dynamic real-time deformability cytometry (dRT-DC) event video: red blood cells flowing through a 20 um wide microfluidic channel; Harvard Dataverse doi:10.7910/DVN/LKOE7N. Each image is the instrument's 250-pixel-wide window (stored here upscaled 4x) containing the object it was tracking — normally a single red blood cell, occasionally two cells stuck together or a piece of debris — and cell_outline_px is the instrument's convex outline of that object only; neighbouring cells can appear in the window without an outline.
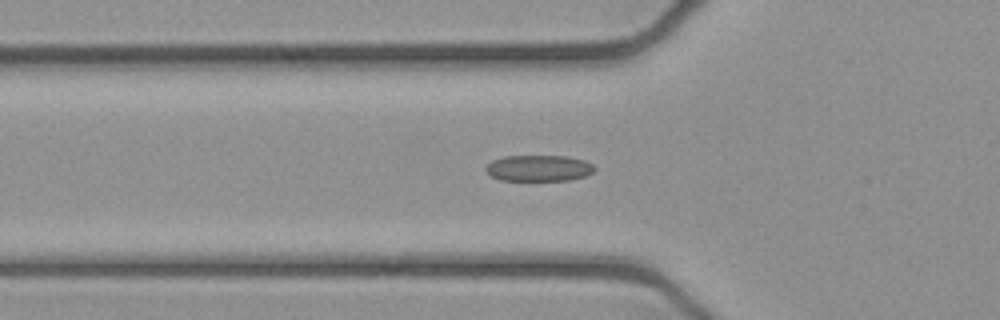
{"species": "common noctule bat (a hibernating species)", "species_latin": "Nyctalus noctula", "temperature_condition": "cold", "stored_images_in_passage": 38, "camera_frame_rate_fps": 3000, "um_per_image_px": 0.085, "animal": {"sex": "female", "body_mass_g": 21.9}, "frame": {"image": 1, "passage_image": 7, "time_ms": 2.0, "image_size_px": [1000, 320], "cell_outline_px": [[596, 168], [592, 172], [584, 176], [568, 180], [500, 180], [492, 176], [484, 168], [492, 160], [504, 156], [564, 156], [584, 160], [592, 164]], "centroid_in_image_um": [45.78, 14.29], "position_along_channel_um": 80.0, "area_um2": 16.42}}
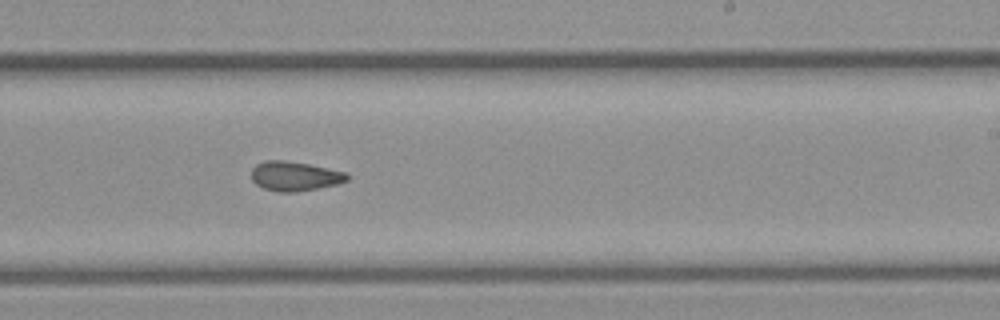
{"frame": {"image": 2, "passage_image": 21, "time_ms": 6.667, "image_size_px": [1000, 320], "cell_outline_px": [[348, 180], [336, 184], [296, 192], [276, 192], [264, 188], [256, 184], [252, 180], [252, 168], [256, 164], [264, 160], [284, 160], [308, 164], [348, 172]], "centroid_in_image_um": [25.04, 14.96], "position_along_channel_um": 264.0, "area_um2": 16.42}}
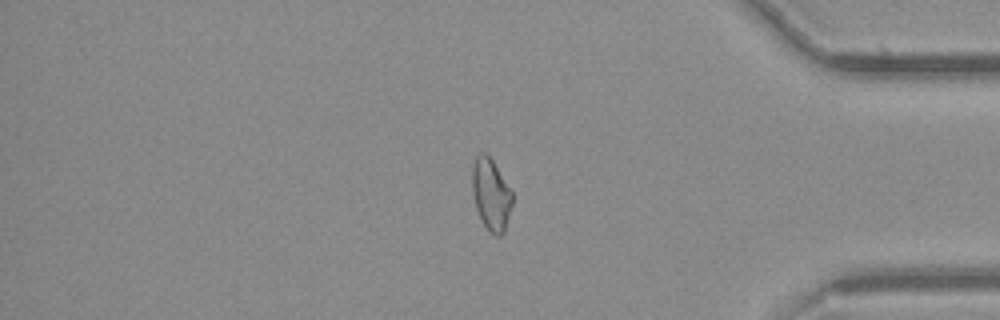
{"frame": {"image": 3, "passage_image": 33, "time_ms": 10.667, "image_size_px": [1000, 320], "cell_outline_px": [[512, 204], [504, 232], [500, 236], [496, 236], [484, 224], [476, 208], [472, 192], [472, 168], [476, 156], [480, 152], [484, 152], [492, 160], [512, 192]], "centroid_in_image_um": [41.72, 16.51], "position_along_channel_um": 393.5, "area_um2": 16.42}, "authors_computed_cell_mechanics": {"area_um2": 16.5308, "velocity_mm_per_s": 3.9155, "shape_relaxation_time_tau1_ms": null, "shape_relaxation_time_tau2_ms": 4.0606, "deformation_change_tau1": null, "deformation_change_tau2": 0.106}}